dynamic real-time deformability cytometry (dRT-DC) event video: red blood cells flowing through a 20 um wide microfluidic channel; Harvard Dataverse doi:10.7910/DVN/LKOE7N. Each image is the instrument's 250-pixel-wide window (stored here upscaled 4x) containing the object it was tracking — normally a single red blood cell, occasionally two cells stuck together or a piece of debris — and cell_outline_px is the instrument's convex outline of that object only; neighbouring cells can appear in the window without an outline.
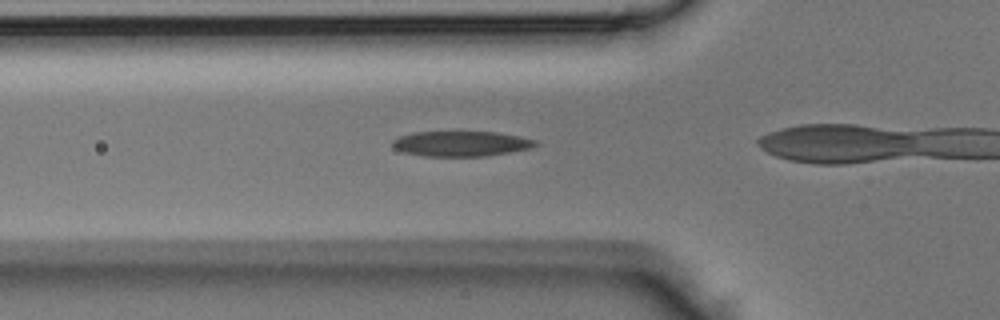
{"species": "Egyptian fruit bat (a non-hibernating species)", "species_latin": "Rousettus aegyptiacus", "temperature_condition": "room temperature", "stored_images_in_passage": 27, "camera_frame_rate_fps": 3000, "um_per_image_px": 0.085, "animal": {"sex": "male"}, "frame": {"image": 1, "passage_image": 8, "time_ms": 2.333, "image_size_px": [1000, 320], "cell_outline_px": [[540, 144], [532, 148], [484, 156], [424, 156], [404, 152], [396, 148], [392, 144], [392, 140], [400, 136], [412, 132], [496, 132], [520, 136], [536, 140]], "centroid_in_image_um": [39.22, 12.21], "position_along_channel_um": 86.6, "area_um2": 20.92}}
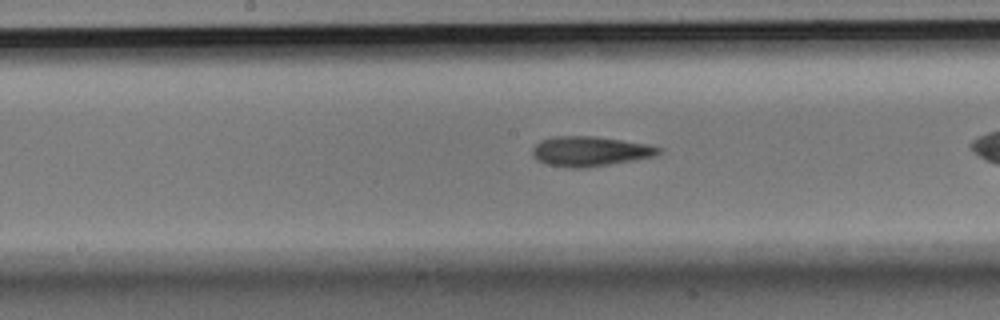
{"frame": {"image": 2, "passage_image": 15, "time_ms": 4.667, "image_size_px": [1000, 320], "cell_outline_px": [[664, 148], [656, 156], [584, 168], [572, 168], [544, 164], [536, 160], [532, 156], [532, 148], [540, 140], [552, 136], [596, 136], [648, 144]], "centroid_in_image_um": [50.12, 12.85], "position_along_channel_um": 198.1, "area_um2": 22.14}}
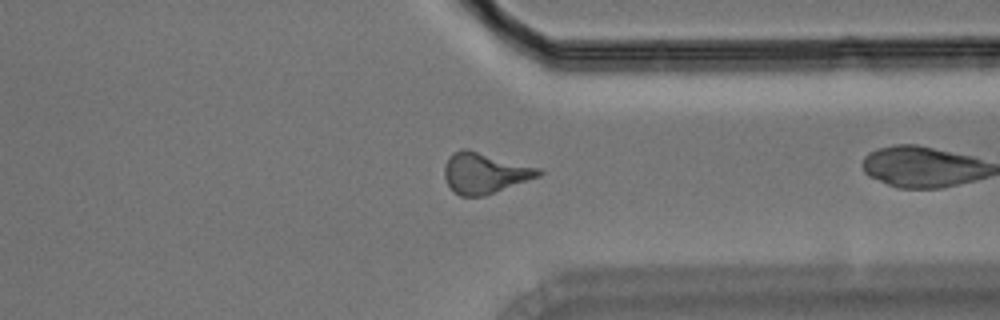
{"frame": {"image": 3, "passage_image": 26, "time_ms": 8.333, "image_size_px": [1000, 320], "cell_outline_px": [[544, 172], [540, 176], [484, 196], [460, 196], [448, 184], [444, 176], [444, 164], [448, 156], [452, 152], [460, 148], [468, 148], [540, 168]], "centroid_in_image_um": [41.19, 14.68], "position_along_channel_um": 370.2, "area_um2": 22.54}}